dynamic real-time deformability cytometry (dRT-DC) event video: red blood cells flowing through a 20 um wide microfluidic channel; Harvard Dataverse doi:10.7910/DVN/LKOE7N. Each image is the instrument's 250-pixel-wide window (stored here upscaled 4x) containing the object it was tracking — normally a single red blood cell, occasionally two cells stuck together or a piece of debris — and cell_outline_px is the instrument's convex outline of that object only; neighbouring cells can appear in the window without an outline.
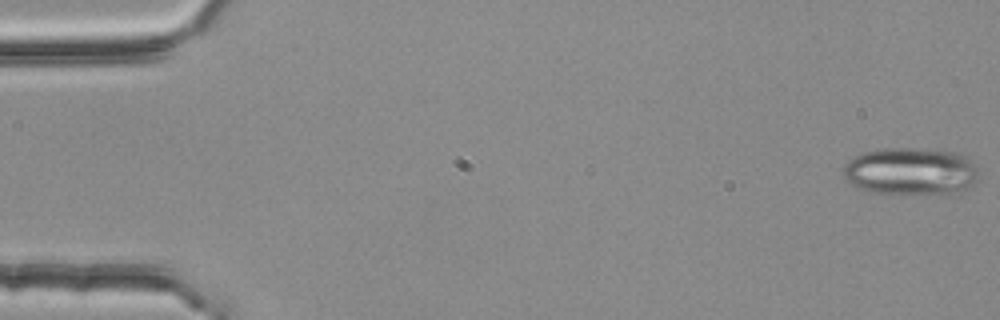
{"species": "common noctule bat (a hibernating species)", "species_latin": "Nyctalus noctula", "temperature_condition": "room temperature", "stored_images_in_passage": 49, "segment_of_instrument_passage": [1, 2], "camera_frame_rate_fps": 3000, "um_per_image_px": 0.085, "animal": {"sex": "female", "body_mass_g": 25.1}, "frame": {"image": 1, "passage_image": 1, "time_ms": 0.0, "image_size_px": [1000, 320], "cell_outline_px": [[980, 172], [972, 188], [964, 192], [952, 196], [904, 196], [868, 192], [844, 180], [844, 168], [848, 160], [852, 156], [864, 152], [884, 148], [920, 148], [956, 152], [964, 156], [976, 164]], "centroid_in_image_um": [77.49, 14.63], "position_along_channel_um": 7.5, "area_um2": 39.42}}